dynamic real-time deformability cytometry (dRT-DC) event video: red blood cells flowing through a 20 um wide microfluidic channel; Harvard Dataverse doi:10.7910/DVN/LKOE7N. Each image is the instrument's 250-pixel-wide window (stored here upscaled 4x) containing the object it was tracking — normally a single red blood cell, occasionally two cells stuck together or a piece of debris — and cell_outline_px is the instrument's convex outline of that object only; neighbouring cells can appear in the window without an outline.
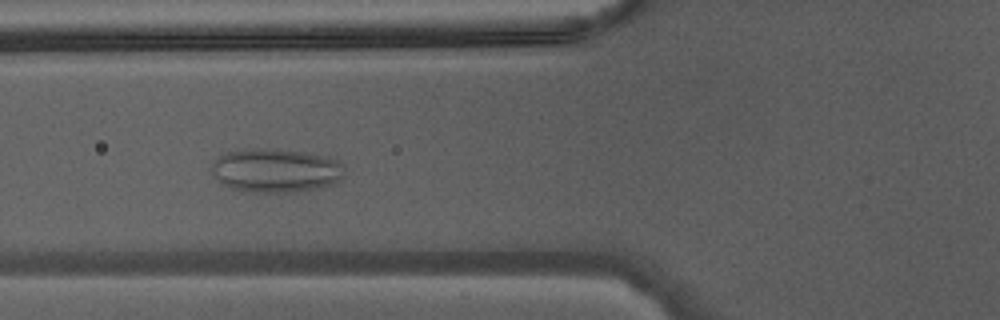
{"species": "Egyptian fruit bat (a non-hibernating species)", "species_latin": "Rousettus aegyptiacus", "temperature_condition": "warm", "stored_images_in_passage": 40, "camera_frame_rate_fps": 3000, "um_per_image_px": 0.085, "animal": {"sex": "male"}, "frame": {"image": 1, "passage_image": 12, "time_ms": 3.667, "image_size_px": [1000, 320], "cell_outline_px": [[344, 176], [336, 184], [296, 192], [244, 192], [220, 184], [212, 176], [212, 164], [220, 156], [228, 152], [256, 148], [304, 152], [328, 156], [344, 164]], "centroid_in_image_um": [23.46, 14.51], "position_along_channel_um": 102.3, "area_um2": 34.16}}
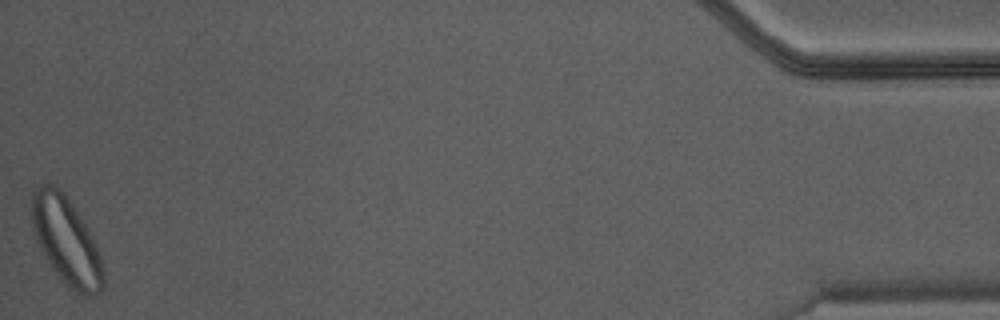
{"frame": {"image": 2, "passage_image": 40, "time_ms": 13.0, "image_size_px": [1000, 320], "cell_outline_px": [[104, 288], [100, 292], [88, 296], [68, 288], [52, 268], [44, 256], [36, 236], [32, 224], [32, 196], [44, 184], [56, 184], [64, 192], [92, 236], [100, 256], [104, 268]], "centroid_in_image_um": [5.66, 20.51], "position_along_channel_um": 429.5, "area_um2": 35.84}}